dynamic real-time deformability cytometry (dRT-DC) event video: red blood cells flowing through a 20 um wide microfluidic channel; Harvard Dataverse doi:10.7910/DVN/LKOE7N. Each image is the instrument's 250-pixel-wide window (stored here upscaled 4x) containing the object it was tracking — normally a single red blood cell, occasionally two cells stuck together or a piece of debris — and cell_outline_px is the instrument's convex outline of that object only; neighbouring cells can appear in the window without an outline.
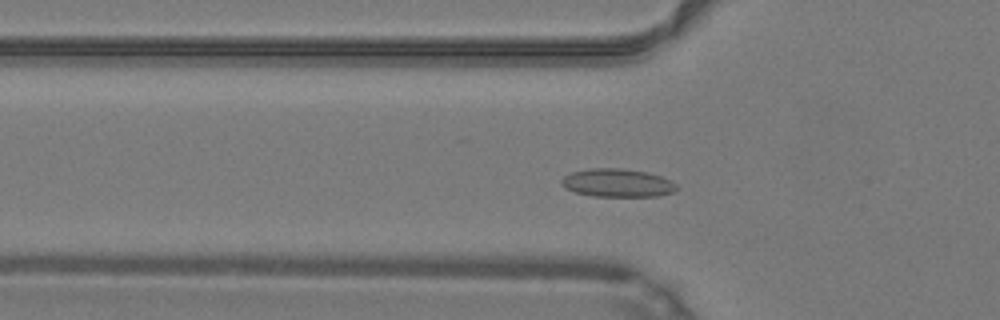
{"species": "common noctule bat (a hibernating species)", "species_latin": "Nyctalus noctula", "temperature_condition": "warm", "stored_images_in_passage": 45, "camera_frame_rate_fps": 3000, "um_per_image_px": 0.085, "animal": {"sex": "male", "body_mass_g": 19.2, "forearm_length_mm": 51.8}, "frame": {"image": 1, "passage_image": 12, "time_ms": 3.667, "image_size_px": [1000, 320], "cell_outline_px": [[680, 188], [672, 192], [656, 196], [592, 196], [576, 192], [564, 188], [560, 184], [560, 180], [564, 176], [572, 172], [588, 168], [620, 168], [648, 172], [672, 180]], "centroid_in_image_um": [52.47, 15.54], "position_along_channel_um": 73.3, "area_um2": 19.07}}
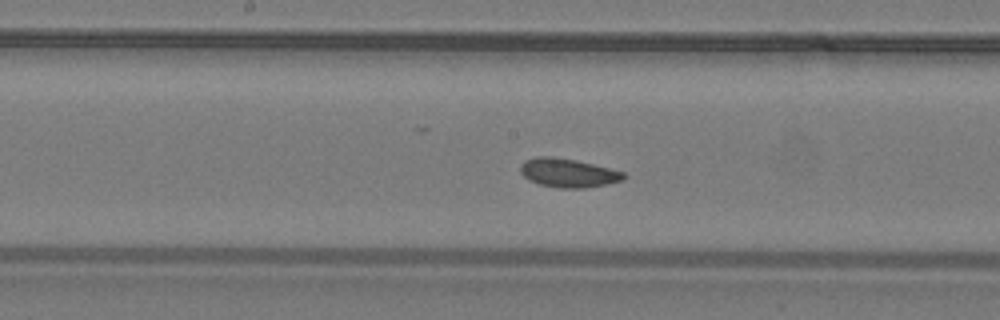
{"frame": {"image": 2, "passage_image": 21, "time_ms": 6.667, "image_size_px": [1000, 320], "cell_outline_px": [[628, 176], [624, 180], [584, 188], [556, 188], [540, 184], [528, 180], [520, 172], [520, 164], [524, 160], [536, 156], [552, 156], [576, 160], [624, 172]], "centroid_in_image_um": [48.26, 14.69], "position_along_channel_um": 199.9, "area_um2": 17.4}}
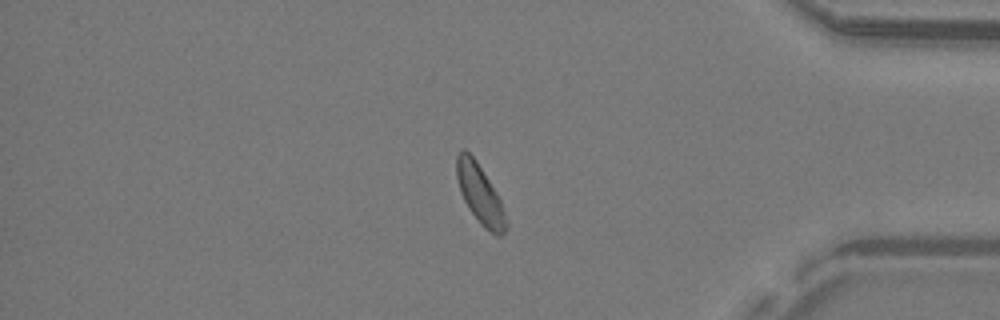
{"frame": {"image": 3, "passage_image": 37, "time_ms": 12.0, "image_size_px": [1000, 320], "cell_outline_px": [[508, 228], [500, 236], [496, 236], [484, 228], [480, 224], [468, 208], [460, 192], [456, 176], [456, 156], [460, 148], [464, 148], [476, 160], [496, 192], [504, 208], [508, 224]], "centroid_in_image_um": [40.79, 16.52], "position_along_channel_um": 394.4, "area_um2": 17.22}, "authors_computed_cell_mechanics": {"area_um2": 17.2822, "velocity_mm_per_s": 4.1944, "shape_relaxation_time_tau1_ms": 5.1302, "shape_relaxation_time_tau2_ms": 1.3841, "deformation_change_tau1": 0.0884, "deformation_change_tau2": 0.0647}}